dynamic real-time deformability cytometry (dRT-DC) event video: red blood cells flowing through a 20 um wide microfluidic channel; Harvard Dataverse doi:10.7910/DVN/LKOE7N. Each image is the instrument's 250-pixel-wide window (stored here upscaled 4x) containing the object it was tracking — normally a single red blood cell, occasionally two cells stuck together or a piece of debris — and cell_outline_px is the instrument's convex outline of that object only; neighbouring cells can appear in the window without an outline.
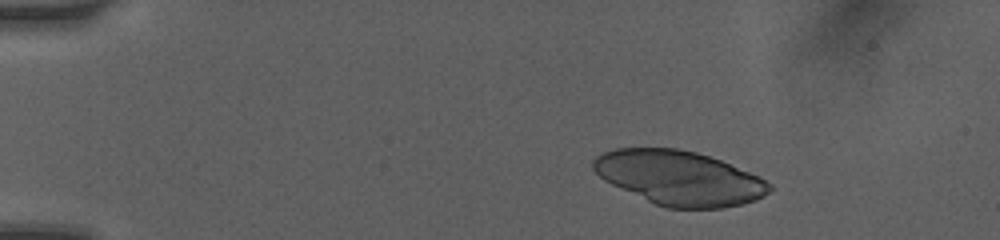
{"species": "human", "species_latin": "Homo sapiens", "temperature_condition": "room temperature", "stored_images_in_passage": 5, "camera_frame_rate_fps": 3000, "um_per_image_px": 0.085, "donor": {"sex": "female"}, "frame": {"image": 1, "passage_image": 3, "time_ms": 1.333, "image_size_px": [1000, 240], "cell_outline_px": [[772, 188], [764, 196], [756, 200], [724, 208], [668, 208], [656, 204], [612, 184], [604, 180], [592, 168], [592, 160], [596, 156], [604, 152], [616, 148], [676, 148], [696, 152], [720, 160], [760, 176], [772, 184]], "centroid_in_image_um": [57.75, 15.12], "position_along_channel_um": 27.2, "area_um2": 55.49}}